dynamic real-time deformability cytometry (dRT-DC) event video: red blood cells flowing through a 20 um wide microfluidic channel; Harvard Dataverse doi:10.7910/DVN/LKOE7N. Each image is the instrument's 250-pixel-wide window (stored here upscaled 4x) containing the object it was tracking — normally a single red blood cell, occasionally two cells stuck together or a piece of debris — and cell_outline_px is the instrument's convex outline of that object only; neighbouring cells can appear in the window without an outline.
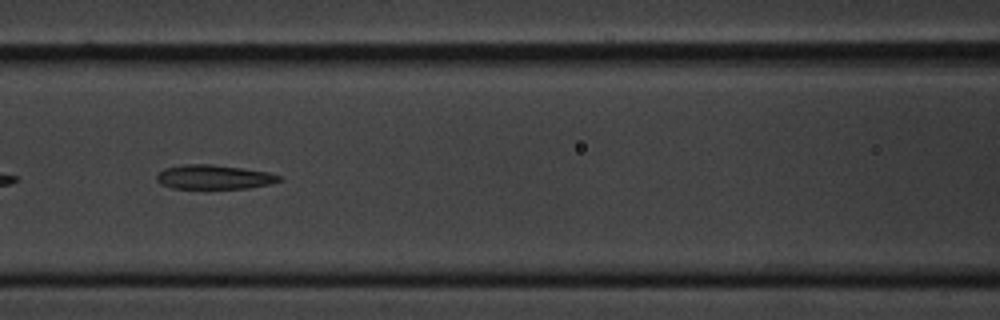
{"species": "common noctule bat (a hibernating species)", "species_latin": "Nyctalus noctula", "temperature_condition": "cold", "stored_images_in_passage": 7, "camera_frame_rate_fps": 3000, "um_per_image_px": 0.085, "animal": {"sex": "male", "body_mass_g": 20.1, "forearm_length_mm": 53.5}, "frame": {"image": 1, "passage_image": 6, "time_ms": 1.667, "image_size_px": [1000, 320], "cell_outline_px": [[284, 180], [268, 184], [248, 188], [172, 188], [160, 184], [156, 180], [156, 176], [164, 168], [188, 164], [212, 164], [244, 168], [268, 172], [280, 176]], "centroid_in_image_um": [18.19, 15.04], "position_along_channel_um": 148.4, "area_um2": 17.28}}
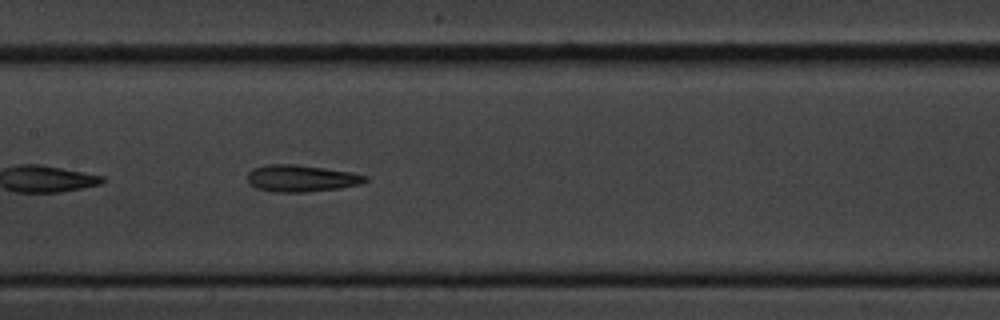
{"frame": {"image": 2, "passage_image": 7, "time_ms": 2.0, "image_size_px": [1000, 320], "cell_outline_px": [[368, 180], [360, 184], [340, 188], [308, 192], [276, 192], [256, 188], [248, 184], [248, 172], [252, 168], [268, 164], [296, 164], [352, 172], [368, 176]], "centroid_in_image_um": [25.6, 15.16], "position_along_channel_um": 181.8, "area_um2": 18.55}}